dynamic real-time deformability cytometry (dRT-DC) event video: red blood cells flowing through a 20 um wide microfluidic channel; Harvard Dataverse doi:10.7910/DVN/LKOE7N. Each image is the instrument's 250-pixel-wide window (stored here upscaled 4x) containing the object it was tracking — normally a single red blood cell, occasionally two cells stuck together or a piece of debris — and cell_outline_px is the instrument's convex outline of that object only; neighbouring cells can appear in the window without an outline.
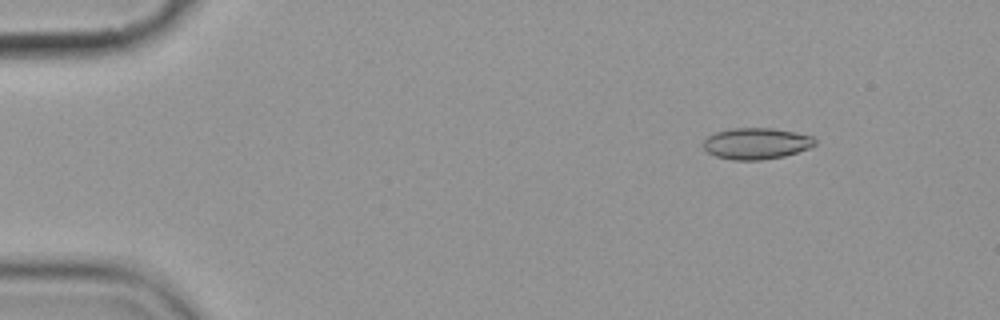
{"species": "common noctule bat (a hibernating species)", "species_latin": "Nyctalus noctula", "temperature_condition": "cold", "stored_images_in_passage": 6, "camera_frame_rate_fps": 3000, "um_per_image_px": 0.085, "animal": {"sex": "female", "body_mass_g": 19.9}, "frame": {"image": 1, "passage_image": 2, "time_ms": 1.0, "image_size_px": [1000, 320], "cell_outline_px": [[816, 144], [808, 148], [784, 156], [760, 160], [732, 160], [716, 156], [708, 152], [704, 148], [704, 140], [708, 136], [716, 132], [732, 128], [772, 128], [812, 136], [816, 140]], "centroid_in_image_um": [64.27, 12.2], "position_along_channel_um": 20.7, "area_um2": 20.17}}
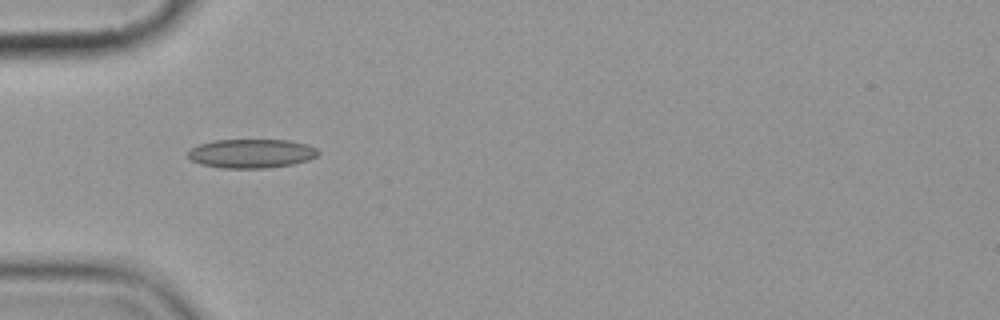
{"frame": {"image": 2, "passage_image": 5, "time_ms": 4.667, "image_size_px": [1000, 320], "cell_outline_px": [[320, 152], [316, 156], [308, 160], [292, 164], [264, 168], [224, 168], [200, 164], [192, 160], [188, 156], [188, 152], [192, 148], [200, 144], [212, 140], [288, 140], [304, 144], [316, 148]], "centroid_in_image_um": [21.36, 13.04], "position_along_channel_um": 63.6, "area_um2": 21.79}}
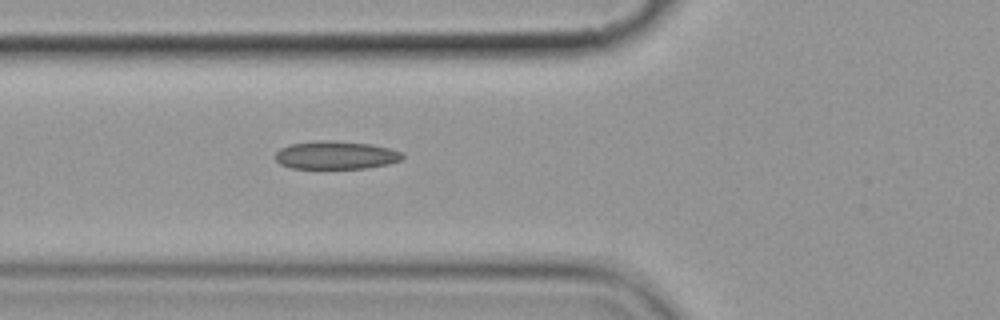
{"frame": {"image": 3, "passage_image": 6, "time_ms": 5.667, "image_size_px": [1000, 320], "cell_outline_px": [[404, 156], [400, 160], [388, 164], [364, 168], [292, 168], [280, 164], [276, 160], [276, 152], [280, 148], [292, 144], [320, 140], [328, 140], [372, 144], [404, 152]], "centroid_in_image_um": [28.56, 13.18], "position_along_channel_um": 97.2, "area_um2": 20.69}}